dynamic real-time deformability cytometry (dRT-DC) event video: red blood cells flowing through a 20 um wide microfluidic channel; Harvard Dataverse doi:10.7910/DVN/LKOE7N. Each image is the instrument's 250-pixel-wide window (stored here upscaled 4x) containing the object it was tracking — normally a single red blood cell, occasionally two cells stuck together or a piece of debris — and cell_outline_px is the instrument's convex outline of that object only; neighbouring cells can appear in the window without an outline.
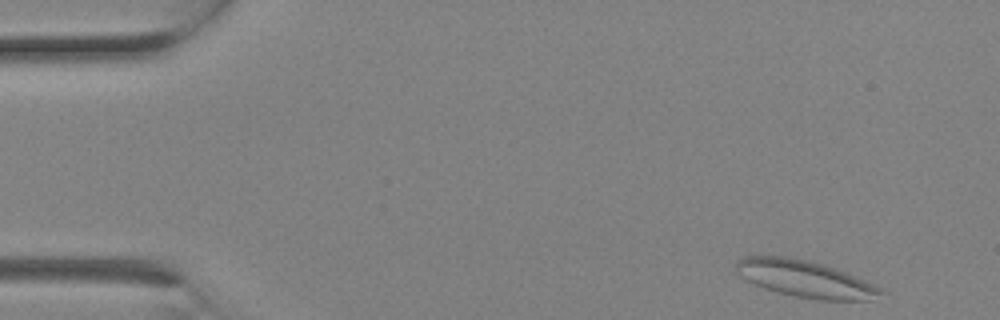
{"species": "Egyptian fruit bat (a non-hibernating species)", "species_latin": "Rousettus aegyptiacus", "temperature_condition": "room temperature", "stored_images_in_passage": 2, "camera_frame_rate_fps": 3000, "um_per_image_px": 0.085, "animal": {"sex": "female"}, "frame": {"image": 1, "passage_image": 1, "time_ms": 0.0, "image_size_px": [1000, 320], "cell_outline_px": [[888, 292], [872, 300], [816, 300], [796, 296], [764, 288], [740, 276], [736, 272], [736, 260], [740, 256], [788, 256], [808, 260], [824, 264], [836, 268], [864, 280]], "centroid_in_image_um": [68.44, 23.69], "position_along_channel_um": 16.6, "area_um2": 31.1}}